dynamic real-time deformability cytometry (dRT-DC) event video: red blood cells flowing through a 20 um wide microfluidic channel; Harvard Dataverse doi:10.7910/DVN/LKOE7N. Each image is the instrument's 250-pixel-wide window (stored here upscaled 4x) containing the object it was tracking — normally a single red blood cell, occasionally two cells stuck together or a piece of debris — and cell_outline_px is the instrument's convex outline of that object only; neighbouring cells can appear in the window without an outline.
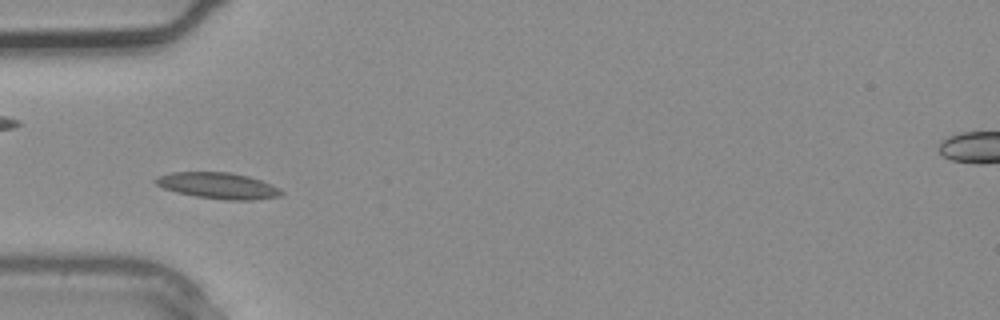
{"species": "common noctule bat (a hibernating species)", "species_latin": "Nyctalus noctula", "temperature_condition": "warm", "stored_images_in_passage": 2, "camera_frame_rate_fps": 3000, "um_per_image_px": 0.085, "animal": {"sex": "male", "body_mass_g": 20.4}, "frame": {"image": 1, "passage_image": 2, "time_ms": 0.333, "image_size_px": [1000, 320], "cell_outline_px": [[284, 192], [280, 196], [252, 200], [224, 200], [196, 196], [176, 192], [164, 188], [156, 184], [152, 180], [156, 176], [172, 172], [232, 172], [248, 176], [272, 184], [280, 188]], "centroid_in_image_um": [18.53, 15.77], "position_along_channel_um": 66.5, "area_um2": 19.31}}